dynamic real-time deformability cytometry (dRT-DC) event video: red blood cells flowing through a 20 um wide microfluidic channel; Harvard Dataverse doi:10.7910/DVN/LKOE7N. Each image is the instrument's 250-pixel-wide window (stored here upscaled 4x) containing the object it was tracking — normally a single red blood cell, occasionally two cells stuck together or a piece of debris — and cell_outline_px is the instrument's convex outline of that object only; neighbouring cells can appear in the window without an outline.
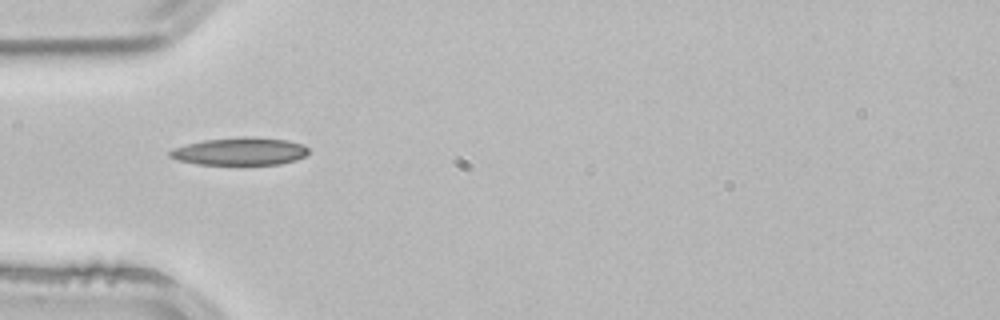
{"species": "common noctule bat (a hibernating species)", "species_latin": "Nyctalus noctula", "temperature_condition": "room temperature", "stored_images_in_passage": 1, "camera_frame_rate_fps": 3000, "um_per_image_px": 0.085, "animal": {"sex": "male", "body_mass_g": 21.5, "forearm_length_mm": 52.0}, "frame": {"image": 1, "passage_image": 1, "time_ms": 0.0, "image_size_px": [1000, 320], "cell_outline_px": [[308, 152], [304, 156], [296, 160], [280, 164], [196, 164], [176, 160], [168, 156], [168, 152], [172, 148], [204, 140], [244, 136], [252, 136], [288, 140], [304, 144], [308, 148]], "centroid_in_image_um": [20.39, 12.86], "position_along_channel_um": 64.6, "area_um2": 22.48}}